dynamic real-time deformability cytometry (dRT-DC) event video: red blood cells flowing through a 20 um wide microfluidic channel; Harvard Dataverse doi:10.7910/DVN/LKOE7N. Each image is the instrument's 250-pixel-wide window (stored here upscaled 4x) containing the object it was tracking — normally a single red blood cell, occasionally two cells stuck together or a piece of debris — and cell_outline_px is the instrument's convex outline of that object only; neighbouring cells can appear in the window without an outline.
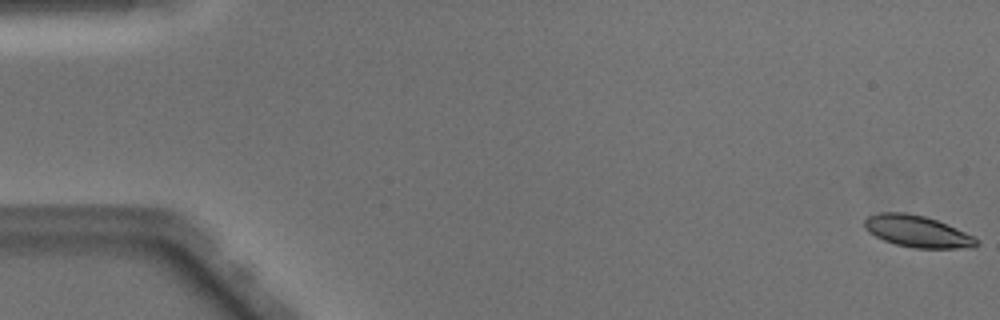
{"species": "Egyptian fruit bat (a non-hibernating species)", "species_latin": "Rousettus aegyptiacus", "temperature_condition": "warm", "stored_images_in_passage": 10, "camera_frame_rate_fps": 3000, "um_per_image_px": 0.085, "animal": {"sex": "male"}, "frame": {"image": 1, "passage_image": 1, "time_ms": 0.0, "image_size_px": [1000, 320], "cell_outline_px": [[980, 244], [976, 248], [912, 248], [896, 244], [884, 240], [868, 232], [864, 228], [864, 220], [868, 216], [880, 212], [904, 212], [924, 216], [948, 224], [980, 240]], "centroid_in_image_um": [77.99, 19.67], "position_along_channel_um": 7.0, "area_um2": 20.81}}